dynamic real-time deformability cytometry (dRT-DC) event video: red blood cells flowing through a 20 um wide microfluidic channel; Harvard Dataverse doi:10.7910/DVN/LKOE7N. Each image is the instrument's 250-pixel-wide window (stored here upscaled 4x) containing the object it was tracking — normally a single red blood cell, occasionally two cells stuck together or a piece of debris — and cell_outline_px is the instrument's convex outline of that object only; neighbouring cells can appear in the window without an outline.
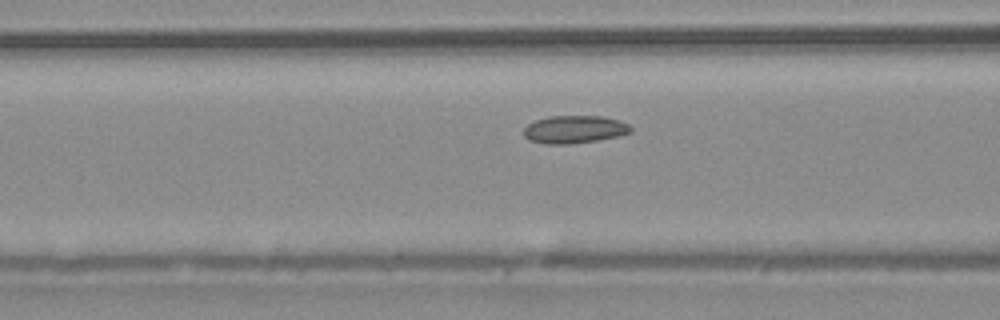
{"species": "common noctule bat (a hibernating species)", "species_latin": "Nyctalus noctula", "temperature_condition": "warm", "stored_images_in_passage": 40, "camera_frame_rate_fps": 3000, "um_per_image_px": 0.085, "animal": {"sex": "male", "body_mass_g": 20.4}, "frame": {"image": 1, "passage_image": 10, "time_ms": 3.0, "image_size_px": [1000, 320], "cell_outline_px": [[632, 132], [616, 136], [596, 140], [568, 144], [544, 144], [528, 140], [524, 136], [524, 128], [528, 124], [536, 120], [548, 116], [604, 116], [620, 120], [628, 124], [632, 128]], "centroid_in_image_um": [48.81, 10.99], "position_along_channel_um": 117.8, "area_um2": 17.34}}
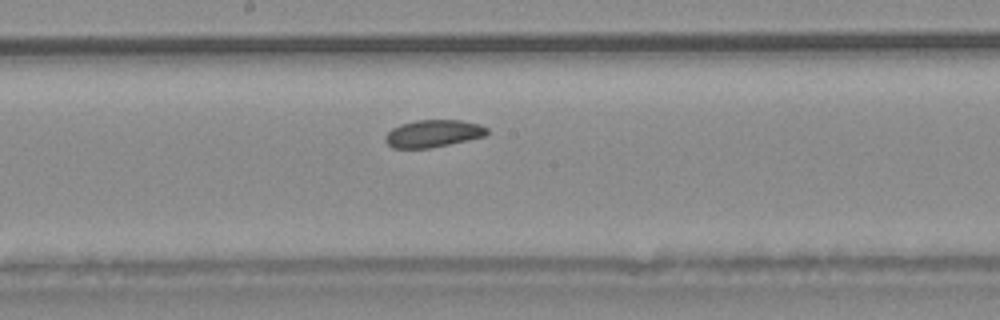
{"frame": {"image": 2, "passage_image": 17, "time_ms": 5.333, "image_size_px": [1000, 320], "cell_outline_px": [[488, 132], [484, 136], [468, 140], [428, 148], [392, 148], [384, 140], [384, 136], [392, 128], [400, 124], [416, 120], [460, 120], [480, 124], [488, 128]], "centroid_in_image_um": [36.8, 11.34], "position_along_channel_um": 211.4, "area_um2": 16.18}}
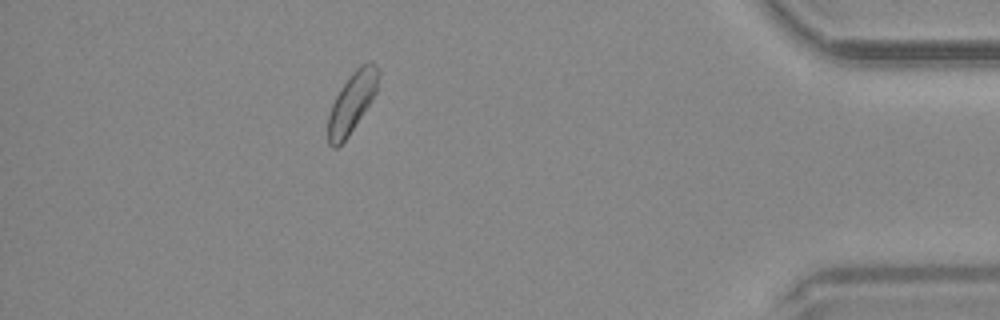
{"frame": {"image": 3, "passage_image": 35, "time_ms": 11.333, "image_size_px": [1000, 320], "cell_outline_px": [[380, 72], [376, 92], [348, 136], [336, 148], [332, 148], [328, 144], [328, 116], [332, 104], [340, 88], [352, 72], [360, 64], [368, 60], [372, 60], [380, 68]], "centroid_in_image_um": [29.93, 8.64], "position_along_channel_um": 405.3, "area_um2": 17.63}, "authors_computed_cell_mechanics": {"area_um2": 16.9932, "velocity_mm_per_s": 4.0165, "shape_relaxation_time_tau1_ms": 3.9462, "shape_relaxation_time_tau2_ms": null, "deformation_change_tau1": 0.068, "deformation_change_tau2": null}}